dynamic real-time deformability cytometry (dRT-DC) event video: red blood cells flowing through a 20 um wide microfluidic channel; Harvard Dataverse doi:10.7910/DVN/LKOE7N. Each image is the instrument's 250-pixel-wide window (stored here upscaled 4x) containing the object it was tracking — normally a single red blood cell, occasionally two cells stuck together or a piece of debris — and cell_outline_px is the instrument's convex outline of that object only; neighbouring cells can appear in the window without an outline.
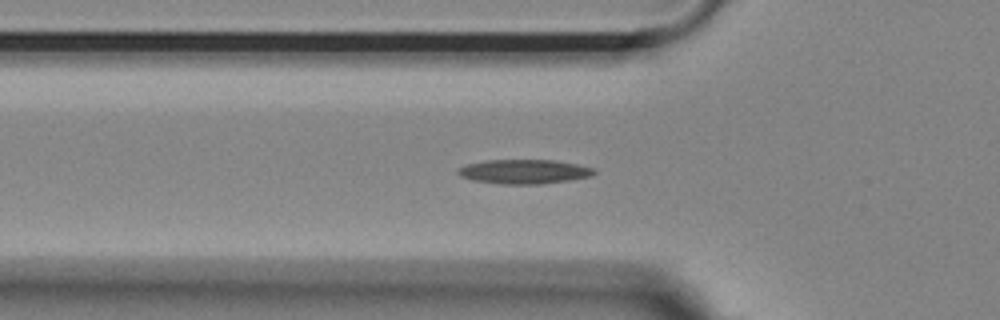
{"species": "Egyptian fruit bat (a non-hibernating species)", "species_latin": "Rousettus aegyptiacus", "temperature_condition": "room temperature", "stored_images_in_passage": 44, "camera_frame_rate_fps": 3000, "um_per_image_px": 0.085, "animal": {"sex": "female"}, "frame": {"image": 1, "passage_image": 7, "time_ms": 2.0, "image_size_px": [1000, 320], "cell_outline_px": [[596, 172], [592, 176], [568, 180], [540, 184], [500, 184], [472, 180], [460, 176], [456, 172], [456, 168], [468, 164], [484, 160], [552, 160], [576, 164], [592, 168]], "centroid_in_image_um": [44.49, 14.59], "position_along_channel_um": 81.3, "area_um2": 19.25}}
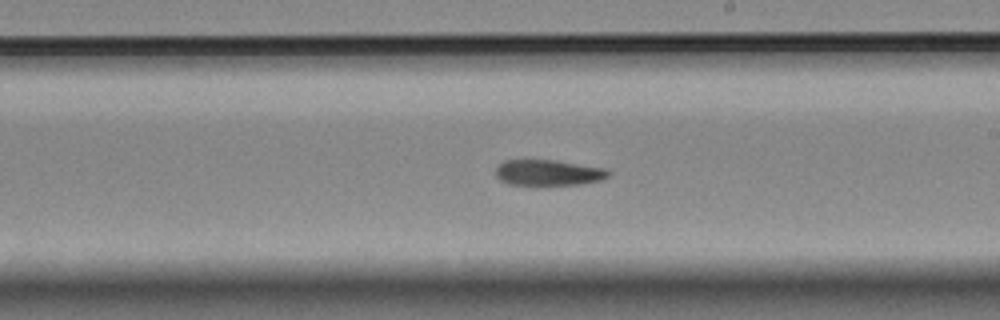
{"frame": {"image": 2, "passage_image": 20, "time_ms": 6.333, "image_size_px": [1000, 320], "cell_outline_px": [[612, 172], [608, 176], [600, 180], [580, 184], [536, 188], [532, 188], [508, 184], [500, 180], [496, 176], [496, 168], [504, 160], [556, 160], [608, 168]], "centroid_in_image_um": [46.6, 14.72], "position_along_channel_um": 242.4, "area_um2": 17.98}}
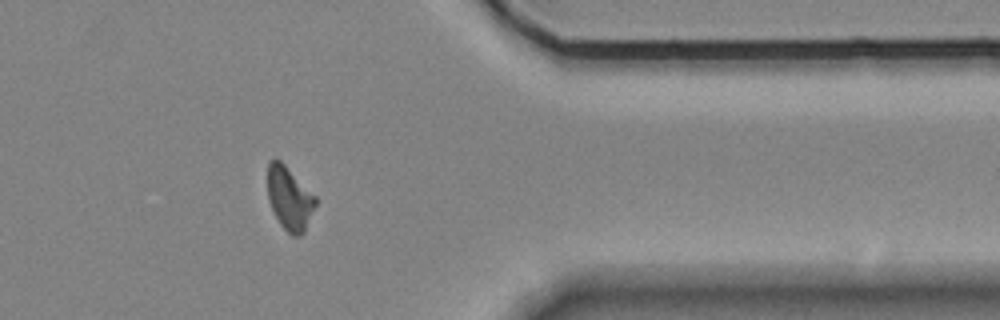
{"frame": {"image": 3, "passage_image": 33, "time_ms": 10.667, "image_size_px": [1000, 320], "cell_outline_px": [[316, 204], [304, 232], [300, 236], [292, 236], [280, 224], [268, 200], [268, 160], [276, 156], [316, 196]], "centroid_in_image_um": [24.6, 16.83], "position_along_channel_um": 386.8, "area_um2": 17.63}}